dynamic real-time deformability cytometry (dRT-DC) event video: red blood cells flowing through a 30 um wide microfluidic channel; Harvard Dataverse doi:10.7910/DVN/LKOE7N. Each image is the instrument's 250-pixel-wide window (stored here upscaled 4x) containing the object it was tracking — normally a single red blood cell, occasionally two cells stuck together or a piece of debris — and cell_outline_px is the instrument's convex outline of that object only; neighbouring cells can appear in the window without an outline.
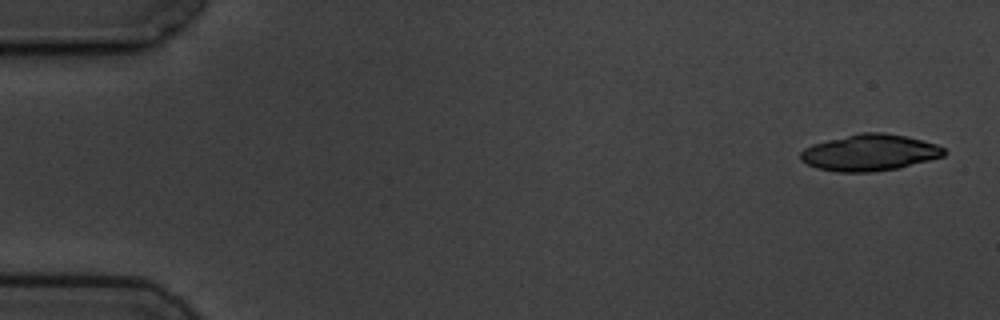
{"species": "common noctule bat (a hibernating species)", "species_latin": "Nyctalus noctula", "temperature_condition": "cold", "stored_images_in_passage": 5, "camera_frame_rate_fps": 3000, "um_per_image_px": 0.085, "animal": {"sex": "male", "body_mass_g": 19.5, "forearm_length_mm": 54.6}, "frame": {"image": 1, "passage_image": 1, "time_ms": 0.0, "image_size_px": [1000, 320], "cell_outline_px": [[948, 152], [944, 156], [900, 168], [872, 172], [836, 172], [816, 168], [800, 160], [800, 152], [804, 148], [812, 144], [860, 132], [884, 132], [904, 136], [936, 144], [944, 148]], "centroid_in_image_um": [73.92, 12.98], "position_along_channel_um": 11.1, "area_um2": 30.58}}